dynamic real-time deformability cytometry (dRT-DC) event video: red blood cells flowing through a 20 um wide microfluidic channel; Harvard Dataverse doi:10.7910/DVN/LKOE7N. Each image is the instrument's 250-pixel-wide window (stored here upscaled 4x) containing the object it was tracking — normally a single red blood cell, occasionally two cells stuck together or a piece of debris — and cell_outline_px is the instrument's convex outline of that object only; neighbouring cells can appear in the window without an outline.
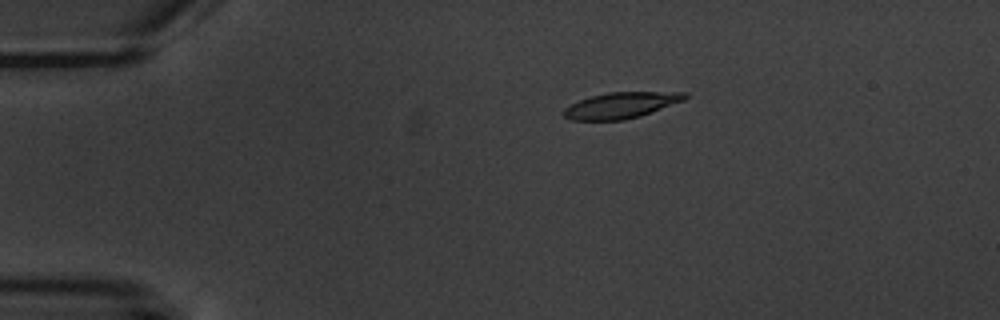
{"species": "common noctule bat (a hibernating species)", "species_latin": "Nyctalus noctula", "temperature_condition": "warm", "stored_images_in_passage": 9, "camera_frame_rate_fps": 3000, "um_per_image_px": 0.085, "animal": {"sex": "male", "body_mass_g": 20.1, "forearm_length_mm": 53.5}, "frame": {"image": 1, "passage_image": 2, "time_ms": 1.0, "image_size_px": [1000, 320], "cell_outline_px": [[688, 96], [684, 100], [640, 116], [624, 120], [572, 120], [564, 116], [564, 108], [580, 100], [592, 96], [608, 92], [688, 92]], "centroid_in_image_um": [52.81, 8.94], "position_along_channel_um": 32.2, "area_um2": 18.15}}
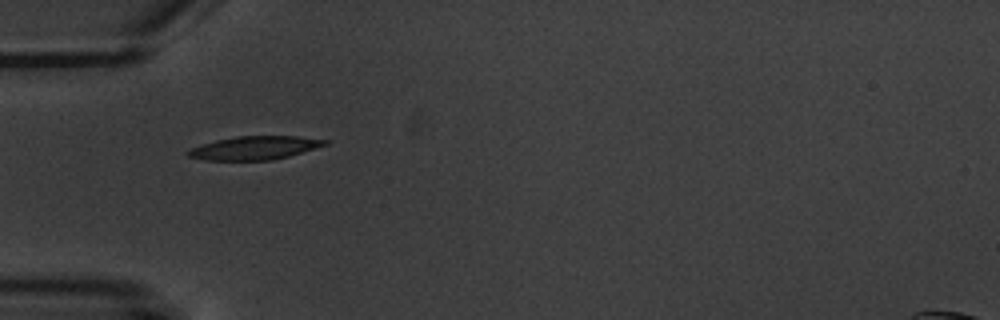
{"frame": {"image": 2, "passage_image": 4, "time_ms": 3.333, "image_size_px": [1000, 320], "cell_outline_px": [[332, 140], [328, 144], [288, 156], [272, 160], [208, 160], [188, 156], [184, 152], [200, 144], [216, 140], [236, 136], [296, 136]], "centroid_in_image_um": [21.65, 12.56], "position_along_channel_um": 63.4, "area_um2": 18.67}}
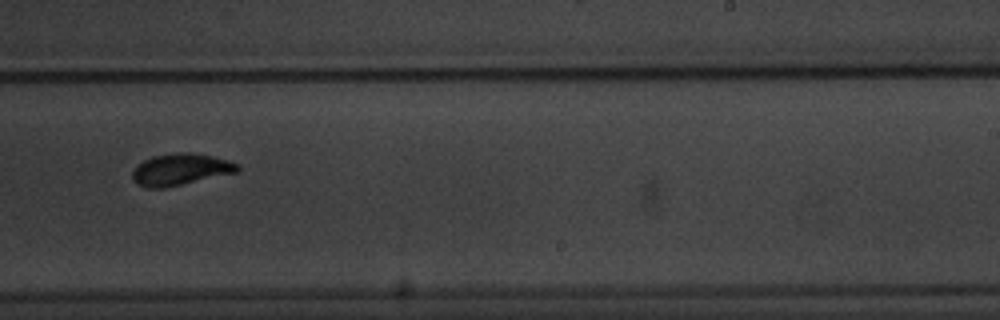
{"frame": {"image": 3, "passage_image": 9, "time_ms": 9.333, "image_size_px": [1000, 320], "cell_outline_px": [[240, 168], [236, 172], [164, 188], [148, 188], [132, 180], [132, 172], [136, 164], [152, 156], [176, 152], [192, 152], [212, 156], [228, 160], [236, 164]], "centroid_in_image_um": [15.29, 14.39], "position_along_channel_um": 273.7, "area_um2": 19.25}}